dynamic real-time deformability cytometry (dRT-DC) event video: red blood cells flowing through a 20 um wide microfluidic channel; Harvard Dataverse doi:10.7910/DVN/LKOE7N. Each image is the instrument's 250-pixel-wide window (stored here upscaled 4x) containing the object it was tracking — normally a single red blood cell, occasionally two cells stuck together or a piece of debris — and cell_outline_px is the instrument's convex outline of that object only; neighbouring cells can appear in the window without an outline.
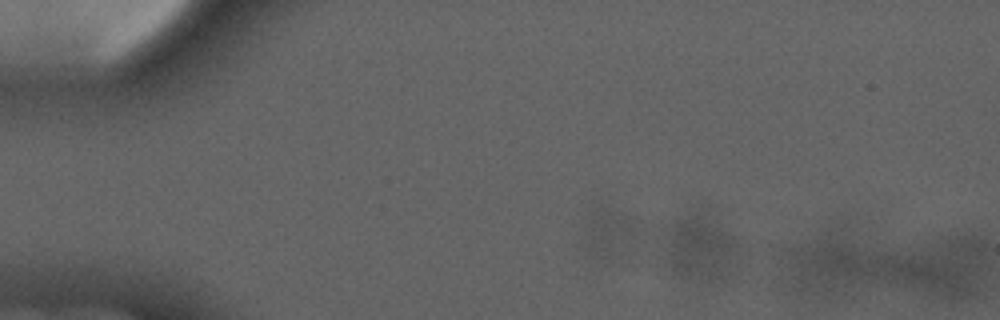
{"species": "common noctule bat (a hibernating species)", "species_latin": "Nyctalus noctula", "temperature_condition": "cold", "stored_images_in_passage": 4, "camera_frame_rate_fps": 3000, "um_per_image_px": 0.085, "animal": {"sex": "male", "forearm_length_mm": 52.5}, "frame": {"image": 1, "passage_image": 3, "time_ms": 2.333, "image_size_px": [1000, 320], "cell_outline_px": [[740, 256], [728, 272], [720, 280], [712, 284], [708, 284], [676, 276], [672, 272], [672, 224], [676, 220], [700, 212], [704, 212], [732, 236], [736, 240]], "centroid_in_image_um": [59.68, 21.19], "position_along_channel_um": 25.3, "area_um2": 26.65}}